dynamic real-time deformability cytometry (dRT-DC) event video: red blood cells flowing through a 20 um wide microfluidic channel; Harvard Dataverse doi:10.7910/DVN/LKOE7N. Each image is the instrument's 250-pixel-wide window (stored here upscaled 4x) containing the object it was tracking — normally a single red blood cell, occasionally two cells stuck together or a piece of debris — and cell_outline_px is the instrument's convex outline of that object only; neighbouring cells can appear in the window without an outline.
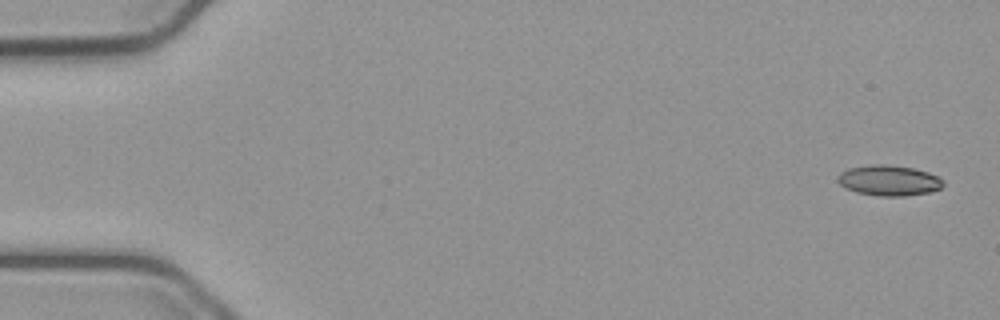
{"species": "common noctule bat (a hibernating species)", "species_latin": "Nyctalus noctula", "temperature_condition": "cold", "stored_images_in_passage": 54, "camera_frame_rate_fps": 3000, "um_per_image_px": 0.085, "animal": {"sex": "male", "body_mass_g": 23.1, "forearm_length_mm": 52.7}, "frame": {"image": 1, "passage_image": 1, "time_ms": 0.0, "image_size_px": [1000, 320], "cell_outline_px": [[944, 184], [940, 188], [932, 192], [904, 196], [880, 196], [856, 192], [844, 188], [836, 180], [836, 176], [840, 172], [848, 168], [868, 164], [888, 164], [912, 168], [928, 172], [944, 180]], "centroid_in_image_um": [75.52, 15.33], "position_along_channel_um": 9.5, "area_um2": 19.02}}
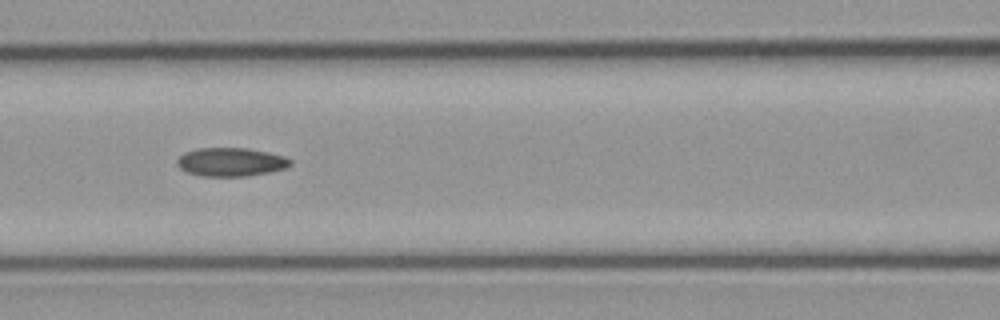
{"frame": {"image": 2, "passage_image": 23, "time_ms": 7.333, "image_size_px": [1000, 320], "cell_outline_px": [[292, 164], [284, 168], [268, 172], [248, 176], [200, 176], [188, 172], [180, 168], [176, 164], [176, 160], [184, 152], [196, 148], [248, 148], [268, 152], [284, 156], [292, 160]], "centroid_in_image_um": [19.6, 13.76], "position_along_channel_um": 147.0, "area_um2": 18.9}}
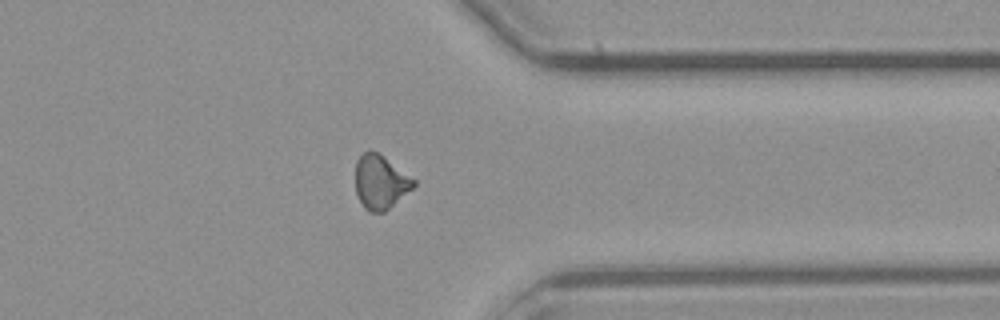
{"frame": {"image": 3, "passage_image": 42, "time_ms": 13.667, "image_size_px": [1000, 320], "cell_outline_px": [[416, 184], [412, 188], [384, 212], [368, 212], [364, 208], [356, 192], [356, 160], [368, 148], [376, 152], [416, 180]], "centroid_in_image_um": [32.31, 15.47], "position_along_channel_um": 379.1, "area_um2": 17.98}}